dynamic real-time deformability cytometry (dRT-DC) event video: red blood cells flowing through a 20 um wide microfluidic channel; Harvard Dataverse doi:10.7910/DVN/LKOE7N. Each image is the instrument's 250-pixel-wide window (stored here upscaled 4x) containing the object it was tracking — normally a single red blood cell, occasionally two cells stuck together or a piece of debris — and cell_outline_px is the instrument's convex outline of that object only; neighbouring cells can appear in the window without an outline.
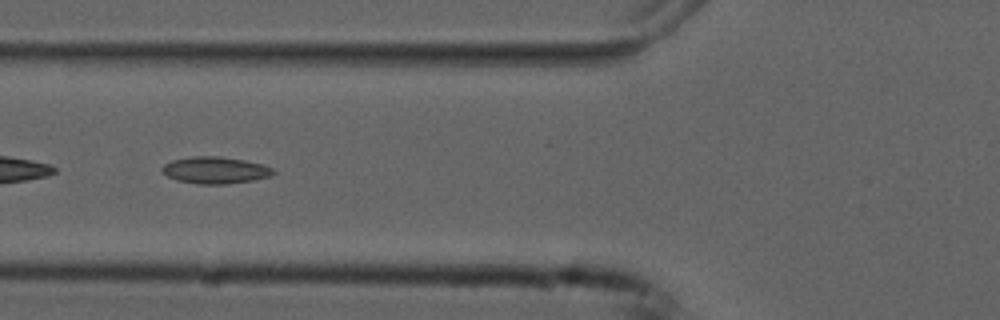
{"species": "common noctule bat (a hibernating species)", "species_latin": "Nyctalus noctula", "temperature_condition": "cold", "stored_images_in_passage": 52, "segment_of_instrument_passage": [2, 2], "camera_frame_rate_fps": 3000, "um_per_image_px": 0.085, "animal": {"sex": "male", "forearm_length_mm": 52.5}, "frame": {"image": 1, "passage_image": 21, "time_ms": 6.667, "image_size_px": [1000, 320], "cell_outline_px": [[276, 172], [268, 176], [252, 180], [224, 184], [204, 184], [180, 180], [168, 176], [164, 172], [164, 164], [172, 160], [196, 156], [212, 156], [240, 160], [260, 164], [272, 168]], "centroid_in_image_um": [18.3, 14.46], "position_along_channel_um": 107.5, "area_um2": 16.59}}
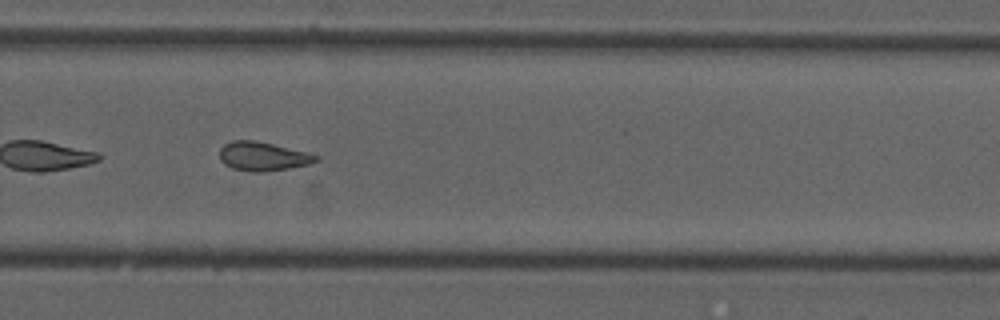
{"frame": {"image": 2, "passage_image": 37, "time_ms": 12.0, "image_size_px": [1000, 320], "cell_outline_px": [[316, 160], [308, 164], [288, 168], [232, 168], [220, 160], [220, 148], [224, 144], [232, 140], [252, 140], [272, 144], [304, 152], [316, 156]], "centroid_in_image_um": [22.27, 13.22], "position_along_channel_um": 307.5, "area_um2": 14.8}}
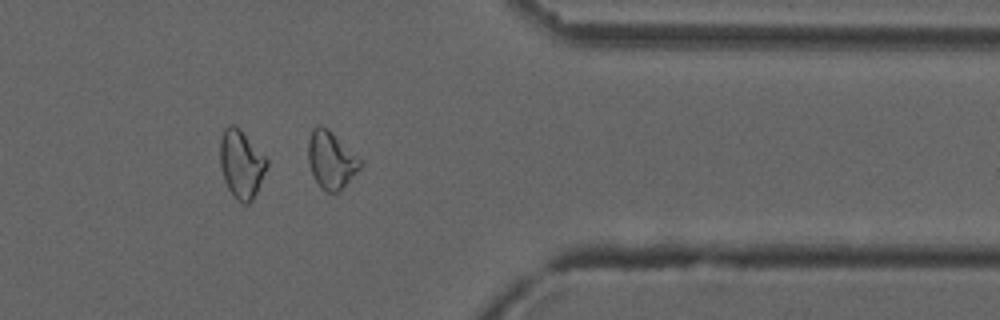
{"frame": {"image": 3, "passage_image": 44, "time_ms": 14.333, "image_size_px": [1000, 320], "cell_outline_px": [[360, 168], [336, 192], [328, 192], [316, 180], [312, 172], [308, 160], [308, 140], [312, 128], [320, 124], [360, 160]], "centroid_in_image_um": [28.08, 13.58], "position_along_channel_um": 383.3, "area_um2": 16.13}}